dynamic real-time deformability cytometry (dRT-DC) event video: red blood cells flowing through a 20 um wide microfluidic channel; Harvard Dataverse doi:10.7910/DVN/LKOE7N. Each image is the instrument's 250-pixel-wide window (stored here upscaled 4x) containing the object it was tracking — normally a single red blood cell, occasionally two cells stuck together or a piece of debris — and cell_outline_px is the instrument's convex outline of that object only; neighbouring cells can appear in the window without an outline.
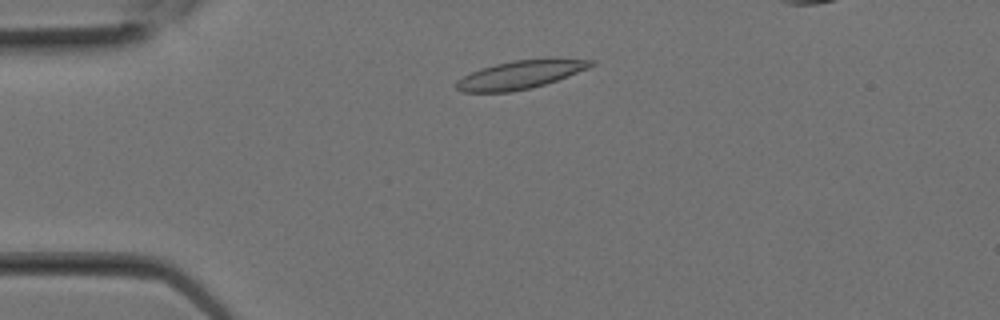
{"species": "Egyptian fruit bat (a non-hibernating species)", "species_latin": "Rousettus aegyptiacus", "temperature_condition": "room temperature", "stored_images_in_passage": 13, "camera_frame_rate_fps": 3000, "um_per_image_px": 0.085, "animal": {"sex": "female"}, "frame": {"image": 1, "passage_image": 2, "time_ms": 0.333, "image_size_px": [1000, 320], "cell_outline_px": [[596, 64], [588, 68], [556, 80], [532, 88], [512, 92], [460, 92], [456, 88], [456, 80], [480, 68], [512, 60], [552, 56], [556, 56], [596, 60]], "centroid_in_image_um": [44.31, 6.3], "position_along_channel_um": 40.7, "area_um2": 22.89}}
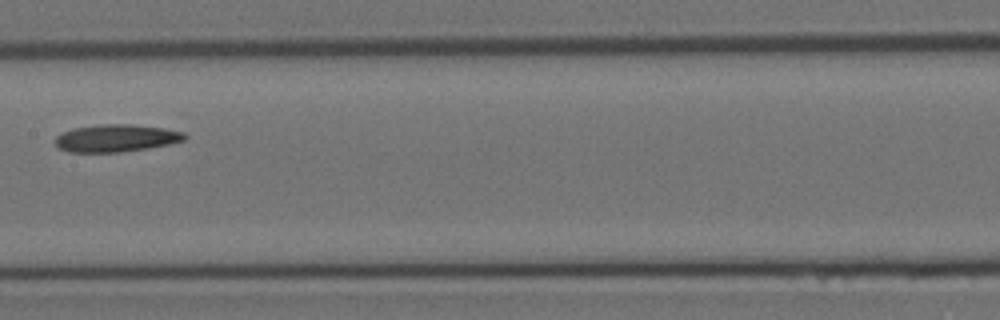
{"frame": {"image": 2, "passage_image": 9, "time_ms": 2.667, "image_size_px": [1000, 320], "cell_outline_px": [[188, 136], [184, 140], [168, 144], [148, 148], [120, 152], [68, 152], [60, 148], [56, 144], [56, 136], [72, 128], [100, 124], [132, 124], [164, 128], [184, 132]], "centroid_in_image_um": [9.89, 11.73], "position_along_channel_um": 197.5, "area_um2": 20.63}}
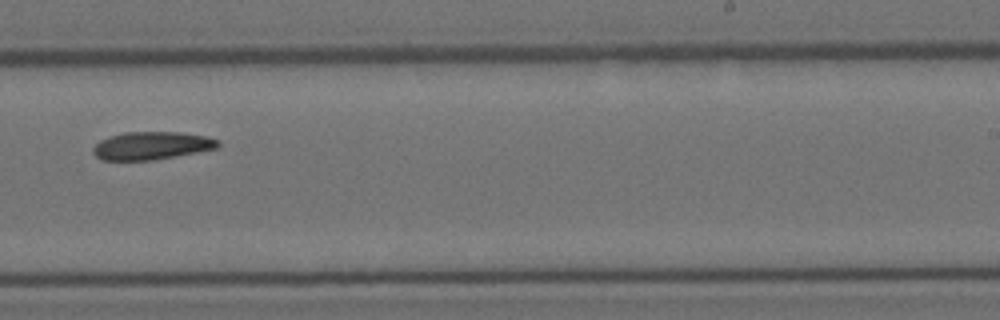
{"frame": {"image": 3, "passage_image": 12, "time_ms": 3.667, "image_size_px": [1000, 320], "cell_outline_px": [[220, 144], [216, 148], [176, 156], [152, 160], [100, 160], [92, 152], [92, 148], [100, 140], [108, 136], [124, 132], [176, 132], [204, 136], [220, 140]], "centroid_in_image_um": [12.84, 12.38], "position_along_channel_um": 276.2, "area_um2": 20.23}}